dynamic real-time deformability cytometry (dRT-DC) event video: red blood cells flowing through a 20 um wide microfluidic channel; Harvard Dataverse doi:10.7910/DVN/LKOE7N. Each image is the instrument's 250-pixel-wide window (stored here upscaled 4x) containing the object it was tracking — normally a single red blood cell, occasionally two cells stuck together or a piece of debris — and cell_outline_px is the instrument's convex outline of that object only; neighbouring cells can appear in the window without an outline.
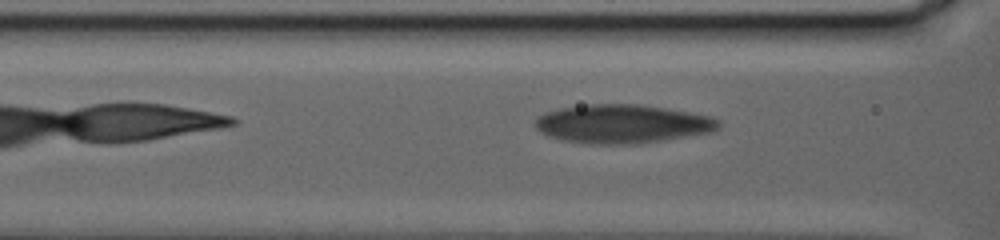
{"species": "human", "species_latin": "Homo sapiens", "temperature_condition": "warm", "stored_images_in_passage": 62, "camera_frame_rate_fps": 3000, "um_per_image_px": 0.085, "donor": {"sex": "female"}, "frame": {"image": 1, "passage_image": 4, "time_ms": 1.0, "image_size_px": [1000, 240], "cell_outline_px": [[720, 124], [712, 132], [636, 144], [588, 144], [564, 140], [552, 136], [536, 128], [536, 120], [540, 116], [548, 112], [560, 108], [588, 104], [640, 104], [664, 108], [708, 116], [720, 120]], "centroid_in_image_um": [52.91, 10.53], "position_along_channel_um": 113.7, "area_um2": 40.69}}
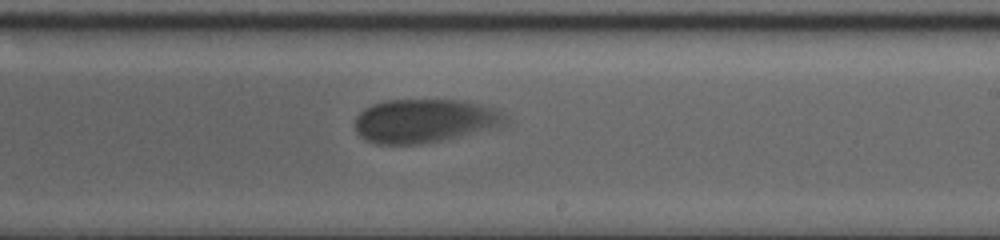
{"frame": {"image": 2, "passage_image": 30, "time_ms": 9.667, "image_size_px": [1000, 240], "cell_outline_px": [[508, 124], [440, 140], [420, 144], [376, 144], [364, 140], [356, 132], [356, 116], [364, 108], [372, 104], [384, 100], [456, 100], [476, 104], [492, 108], [504, 116]], "centroid_in_image_um": [35.99, 10.27], "position_along_channel_um": 253.0, "area_um2": 37.69}}
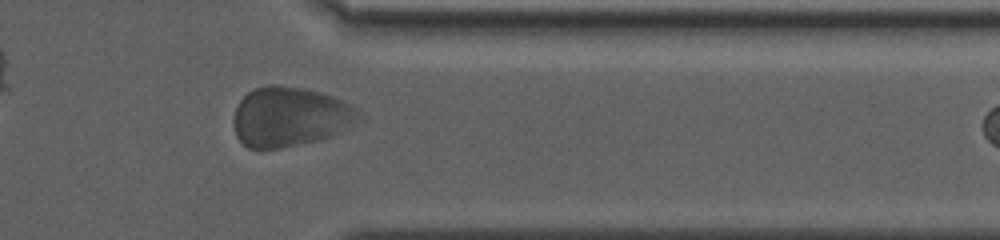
{"frame": {"image": 3, "passage_image": 55, "time_ms": 18.0, "image_size_px": [1000, 240], "cell_outline_px": [[356, 116], [344, 128], [332, 136], [316, 140], [276, 148], [248, 148], [236, 136], [232, 124], [232, 120], [236, 108], [240, 100], [248, 92], [256, 88], [268, 84], [276, 84], [300, 88], [332, 96], [340, 100], [352, 108], [356, 112]], "centroid_in_image_um": [24.49, 9.92], "position_along_channel_um": 386.9, "area_um2": 42.19}}